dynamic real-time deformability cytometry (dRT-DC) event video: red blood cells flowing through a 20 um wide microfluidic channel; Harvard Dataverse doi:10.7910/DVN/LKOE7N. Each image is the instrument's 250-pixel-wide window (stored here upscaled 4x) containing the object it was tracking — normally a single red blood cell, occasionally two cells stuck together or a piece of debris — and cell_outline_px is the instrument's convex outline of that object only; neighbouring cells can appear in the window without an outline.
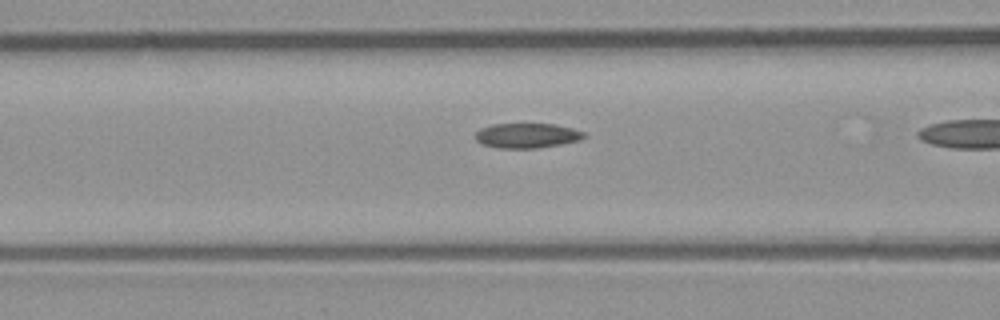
{"species": "common noctule bat (a hibernating species)", "species_latin": "Nyctalus noctula", "temperature_condition": "room temperature", "stored_images_in_passage": 19, "camera_frame_rate_fps": 3000, "um_per_image_px": 0.085, "animal": {"sex": "male", "body_mass_g": 23.1, "forearm_length_mm": 52.7}, "frame": {"image": 1, "passage_image": 14, "time_ms": 4.333, "image_size_px": [1000, 320], "cell_outline_px": [[588, 136], [580, 140], [560, 144], [536, 148], [496, 148], [480, 144], [476, 140], [476, 132], [480, 128], [492, 124], [556, 124], [572, 128], [584, 132]], "centroid_in_image_um": [44.78, 11.52], "position_along_channel_um": 121.8, "area_um2": 15.84}}
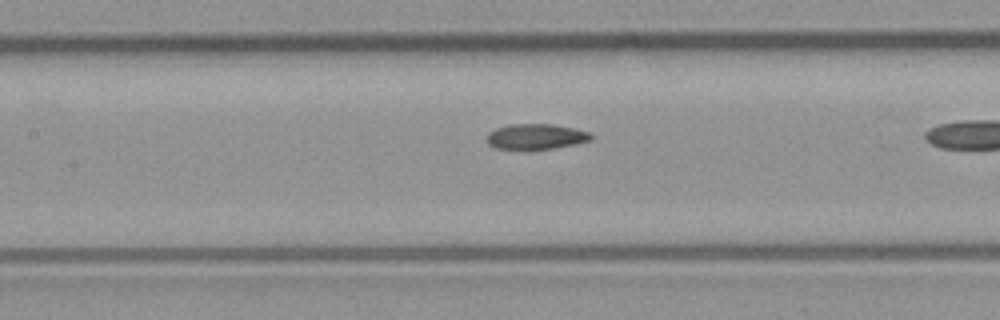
{"frame": {"image": 2, "passage_image": 17, "time_ms": 5.333, "image_size_px": [1000, 320], "cell_outline_px": [[592, 140], [576, 144], [528, 152], [524, 152], [496, 148], [488, 144], [488, 132], [496, 128], [508, 124], [552, 124], [572, 128], [588, 132], [592, 136]], "centroid_in_image_um": [45.5, 11.65], "position_along_channel_um": 161.9, "area_um2": 15.95}}